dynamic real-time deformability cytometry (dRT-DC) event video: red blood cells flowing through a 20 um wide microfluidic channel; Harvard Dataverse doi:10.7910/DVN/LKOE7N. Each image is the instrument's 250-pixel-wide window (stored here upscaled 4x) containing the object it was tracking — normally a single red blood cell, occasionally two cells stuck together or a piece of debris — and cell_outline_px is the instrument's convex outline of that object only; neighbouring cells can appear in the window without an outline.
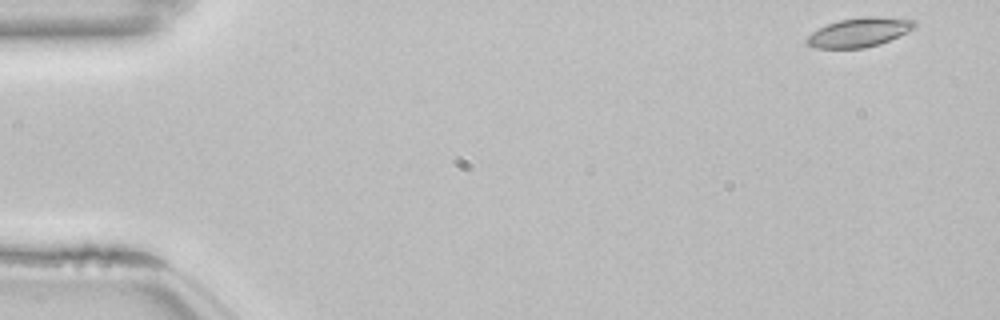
{"species": "common noctule bat (a hibernating species)", "species_latin": "Nyctalus noctula", "temperature_condition": "room temperature", "stored_images_in_passage": 53, "segment_of_instrument_passage": [1, 2], "camera_frame_rate_fps": 3000, "um_per_image_px": 0.085, "animal": {"sex": "female", "body_mass_g": 22.7, "forearm_length_mm": 54.2}, "frame": {"image": 1, "passage_image": 1, "time_ms": 0.0, "image_size_px": [1000, 320], "cell_outline_px": [[916, 28], [880, 44], [864, 48], [812, 48], [804, 44], [804, 40], [812, 32], [828, 24], [840, 20], [864, 16], [880, 16], [916, 20]], "centroid_in_image_um": [73.03, 2.75], "position_along_channel_um": 12.0, "area_um2": 18.5}}
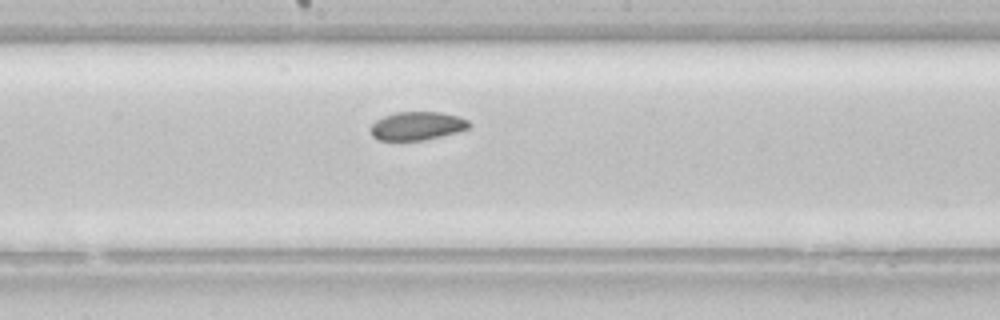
{"frame": {"image": 2, "passage_image": 27, "time_ms": 8.667, "image_size_px": [1000, 320], "cell_outline_px": [[472, 128], [424, 140], [376, 140], [368, 132], [368, 128], [376, 120], [384, 116], [396, 112], [440, 112], [460, 116], [468, 120], [472, 124]], "centroid_in_image_um": [35.44, 10.7], "position_along_channel_um": 212.8, "area_um2": 16.59}}
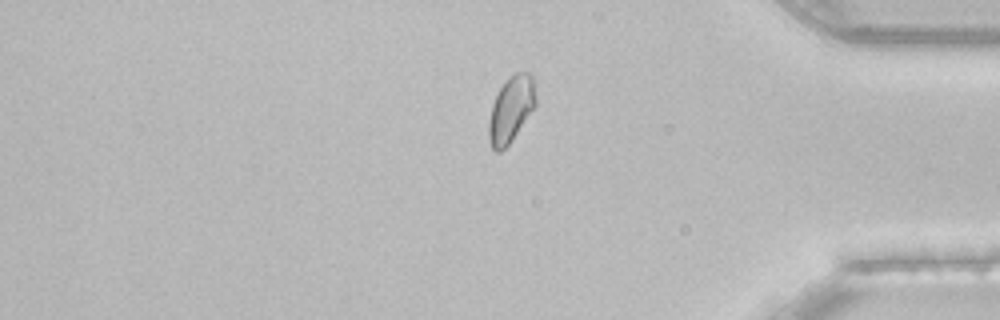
{"frame": {"image": 3, "passage_image": 43, "time_ms": 14.0, "image_size_px": [1000, 320], "cell_outline_px": [[536, 104], [508, 144], [500, 152], [496, 152], [492, 148], [488, 140], [488, 124], [492, 104], [504, 80], [508, 76], [516, 72], [528, 72], [532, 76], [536, 96]], "centroid_in_image_um": [43.41, 9.26], "position_along_channel_um": 391.8, "area_um2": 17.86}}